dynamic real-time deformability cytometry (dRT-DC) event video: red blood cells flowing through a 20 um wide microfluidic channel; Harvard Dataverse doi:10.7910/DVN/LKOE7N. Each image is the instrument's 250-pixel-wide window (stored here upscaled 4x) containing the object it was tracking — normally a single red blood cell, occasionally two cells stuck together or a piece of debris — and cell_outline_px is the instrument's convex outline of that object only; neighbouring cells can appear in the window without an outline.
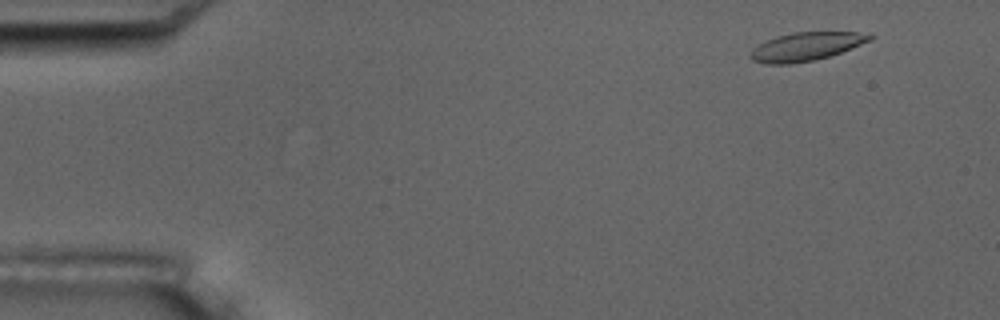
{"species": "common noctule bat (a hibernating species)", "species_latin": "Nyctalus noctula", "temperature_condition": "room temperature", "stored_images_in_passage": 4, "camera_frame_rate_fps": 3000, "um_per_image_px": 0.085, "animal": {"sex": "male", "body_mass_g": 17.5, "forearm_length_mm": 52.3}, "frame": {"image": 1, "passage_image": 1, "time_ms": 0.0, "image_size_px": [1000, 320], "cell_outline_px": [[876, 36], [872, 40], [840, 52], [828, 56], [812, 60], [788, 64], [764, 64], [752, 60], [748, 56], [752, 48], [764, 40], [776, 36], [792, 32], [872, 32]], "centroid_in_image_um": [68.51, 3.94], "position_along_channel_um": 16.5, "area_um2": 20.0}}
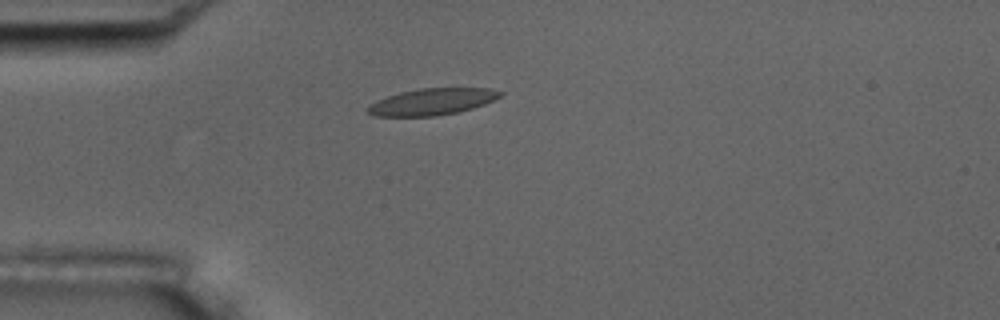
{"frame": {"image": 2, "passage_image": 3, "time_ms": 3.333, "image_size_px": [1000, 320], "cell_outline_px": [[504, 92], [500, 96], [484, 104], [472, 108], [456, 112], [436, 116], [372, 116], [364, 108], [368, 104], [376, 100], [400, 92], [420, 88], [488, 88]], "centroid_in_image_um": [36.66, 8.64], "position_along_channel_um": 48.3, "area_um2": 20.52}}